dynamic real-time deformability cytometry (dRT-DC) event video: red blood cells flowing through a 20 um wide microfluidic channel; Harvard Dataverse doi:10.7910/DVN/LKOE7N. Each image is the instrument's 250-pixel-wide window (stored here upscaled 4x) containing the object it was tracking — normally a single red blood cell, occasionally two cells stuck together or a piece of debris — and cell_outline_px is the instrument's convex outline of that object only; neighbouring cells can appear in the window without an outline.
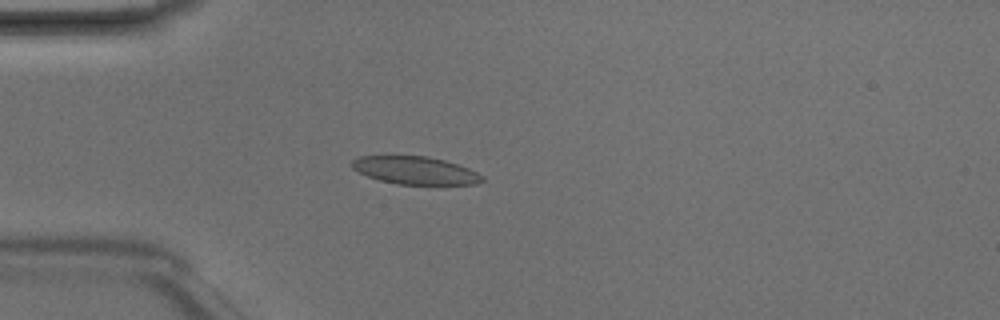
{"species": "Egyptian fruit bat (a non-hibernating species)", "species_latin": "Rousettus aegyptiacus", "temperature_condition": "room temperature", "stored_images_in_passage": 3, "camera_frame_rate_fps": 3000, "um_per_image_px": 0.085, "animal": {"sex": "male"}, "frame": {"image": 1, "passage_image": 2, "time_ms": 0.333, "image_size_px": [1000, 320], "cell_outline_px": [[484, 180], [476, 184], [396, 184], [380, 180], [368, 176], [352, 168], [352, 160], [360, 156], [428, 156], [444, 160], [468, 168], [484, 176]], "centroid_in_image_um": [35.3, 14.48], "position_along_channel_um": 49.7, "area_um2": 20.87}}